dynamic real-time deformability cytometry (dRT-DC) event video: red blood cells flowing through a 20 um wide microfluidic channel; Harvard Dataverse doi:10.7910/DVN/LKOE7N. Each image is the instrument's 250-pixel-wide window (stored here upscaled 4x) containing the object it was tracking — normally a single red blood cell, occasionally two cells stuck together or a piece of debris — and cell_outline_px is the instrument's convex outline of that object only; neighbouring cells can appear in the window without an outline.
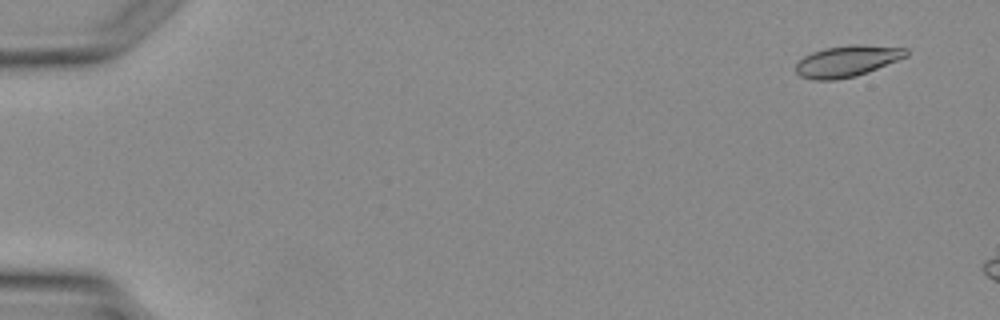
{"species": "Egyptian fruit bat (a non-hibernating species)", "species_latin": "Rousettus aegyptiacus", "temperature_condition": "warm", "stored_images_in_passage": 4, "segment_of_instrument_passage": [2, 2], "camera_frame_rate_fps": 3000, "um_per_image_px": 0.085, "animal": {"sex": "female"}, "frame": {"image": 1, "passage_image": 4, "time_ms": 3.667, "image_size_px": [1000, 320], "cell_outline_px": [[908, 56], [856, 76], [836, 80], [812, 80], [800, 76], [796, 72], [796, 64], [804, 56], [812, 52], [824, 48], [856, 44], [860, 44], [908, 48]], "centroid_in_image_um": [72.0, 5.19], "position_along_channel_um": 13.0, "area_um2": 20.06}}